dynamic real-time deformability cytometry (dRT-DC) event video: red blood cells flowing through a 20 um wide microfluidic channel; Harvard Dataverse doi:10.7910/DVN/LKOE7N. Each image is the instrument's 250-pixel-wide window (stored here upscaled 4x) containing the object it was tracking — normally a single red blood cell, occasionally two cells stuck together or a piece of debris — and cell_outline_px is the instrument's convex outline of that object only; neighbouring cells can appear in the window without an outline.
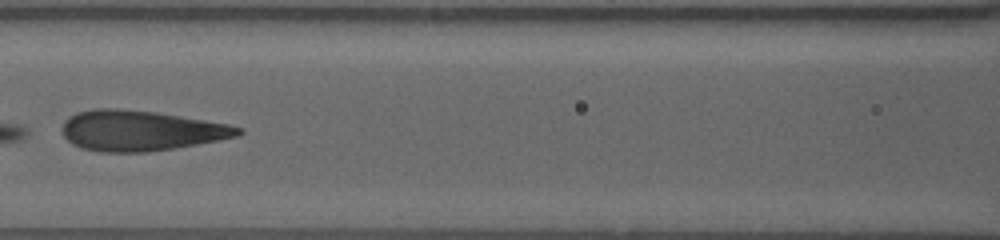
{"species": "human", "species_latin": "Homo sapiens", "temperature_condition": "warm", "stored_images_in_passage": 20, "camera_frame_rate_fps": 3000, "um_per_image_px": 0.085, "donor": {"sex": "female"}, "frame": {"image": 1, "passage_image": 6, "time_ms": 4.667, "image_size_px": [1000, 240], "cell_outline_px": [[244, 132], [236, 136], [196, 144], [148, 152], [100, 152], [80, 148], [72, 144], [64, 136], [64, 120], [68, 116], [76, 112], [92, 108], [120, 108], [156, 112], [228, 124], [244, 128]], "centroid_in_image_um": [11.91, 11.09], "position_along_channel_um": 154.7, "area_um2": 41.33}}
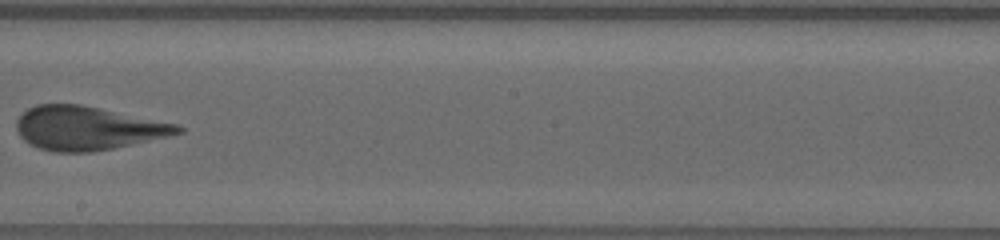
{"frame": {"image": 2, "passage_image": 9, "time_ms": 7.667, "image_size_px": [1000, 240], "cell_outline_px": [[184, 132], [168, 136], [132, 144], [92, 152], [56, 152], [40, 148], [24, 140], [20, 136], [16, 128], [16, 120], [28, 108], [36, 104], [80, 104], [100, 108], [176, 124], [184, 128]], "centroid_in_image_um": [7.42, 10.89], "position_along_channel_um": 240.8, "area_um2": 40.63}}
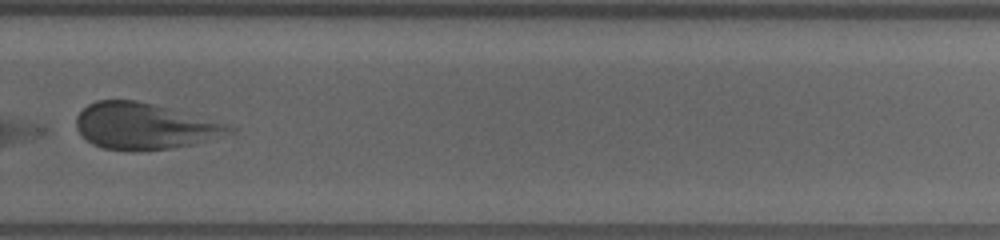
{"frame": {"image": 3, "passage_image": 12, "time_ms": 10.333, "image_size_px": [1000, 240], "cell_outline_px": [[236, 132], [192, 144], [172, 148], [104, 148], [92, 144], [76, 128], [76, 116], [88, 104], [96, 100], [136, 100], [168, 108], [228, 124], [236, 128]], "centroid_in_image_um": [12.28, 10.69], "position_along_channel_um": 317.5, "area_um2": 40.11}}